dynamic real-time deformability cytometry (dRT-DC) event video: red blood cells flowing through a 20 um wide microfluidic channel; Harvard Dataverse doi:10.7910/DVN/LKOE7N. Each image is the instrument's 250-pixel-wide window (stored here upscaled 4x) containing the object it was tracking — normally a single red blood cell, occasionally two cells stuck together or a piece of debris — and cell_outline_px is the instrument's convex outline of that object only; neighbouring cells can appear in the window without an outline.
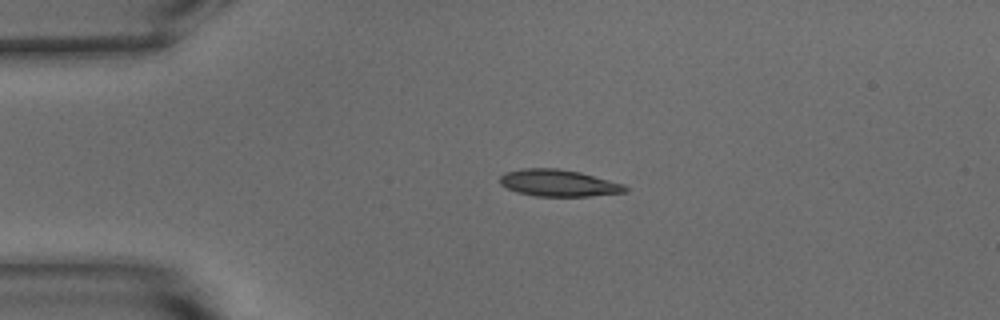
{"species": "common noctule bat (a hibernating species)", "species_latin": "Nyctalus noctula", "temperature_condition": "warm", "stored_images_in_passage": 42, "camera_frame_rate_fps": 3000, "um_per_image_px": 0.085, "animal": {"sex": "male", "body_mass_g": 15.6}, "frame": {"image": 1, "passage_image": 1, "time_ms": 0.0, "image_size_px": [1000, 320], "cell_outline_px": [[628, 192], [588, 196], [536, 196], [516, 192], [500, 184], [500, 176], [504, 172], [524, 168], [560, 168], [580, 172], [624, 184], [628, 188]], "centroid_in_image_um": [47.47, 15.55], "position_along_channel_um": 37.5, "area_um2": 19.65}}
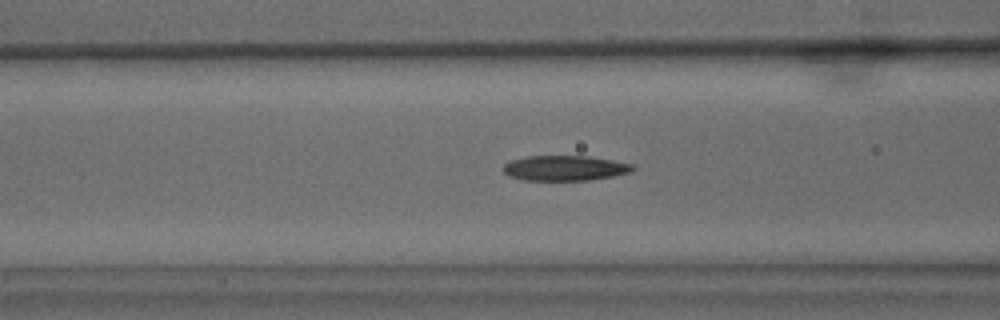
{"frame": {"image": 2, "passage_image": 10, "time_ms": 3.0, "image_size_px": [1000, 320], "cell_outline_px": [[636, 168], [632, 172], [612, 176], [588, 180], [524, 180], [508, 176], [504, 172], [504, 164], [508, 160], [528, 156], [588, 156], [612, 160], [632, 164]], "centroid_in_image_um": [48.0, 14.28], "position_along_channel_um": 118.6, "area_um2": 19.02}}
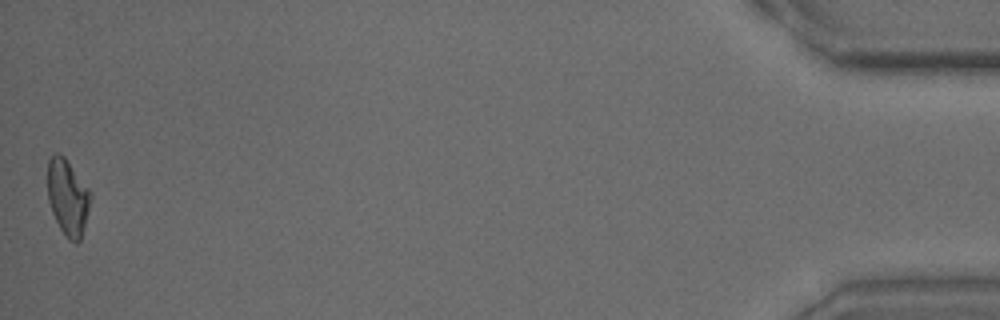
{"frame": {"image": 3, "passage_image": 42, "time_ms": 13.667, "image_size_px": [1000, 320], "cell_outline_px": [[92, 196], [80, 240], [76, 244], [68, 240], [60, 228], [52, 212], [48, 200], [48, 160], [56, 152], [64, 156], [92, 192]], "centroid_in_image_um": [5.76, 16.77], "position_along_channel_um": 429.4, "area_um2": 18.96}, "authors_computed_cell_mechanics": {"area_um2": 19.2474, "velocity_mm_per_s": 3.7923, "shape_relaxation_time_tau1_ms": 6.7019, "shape_relaxation_time_tau2_ms": 3.1715, "deformation_change_tau1": 0.1882, "deformation_change_tau2": 0.1098}}